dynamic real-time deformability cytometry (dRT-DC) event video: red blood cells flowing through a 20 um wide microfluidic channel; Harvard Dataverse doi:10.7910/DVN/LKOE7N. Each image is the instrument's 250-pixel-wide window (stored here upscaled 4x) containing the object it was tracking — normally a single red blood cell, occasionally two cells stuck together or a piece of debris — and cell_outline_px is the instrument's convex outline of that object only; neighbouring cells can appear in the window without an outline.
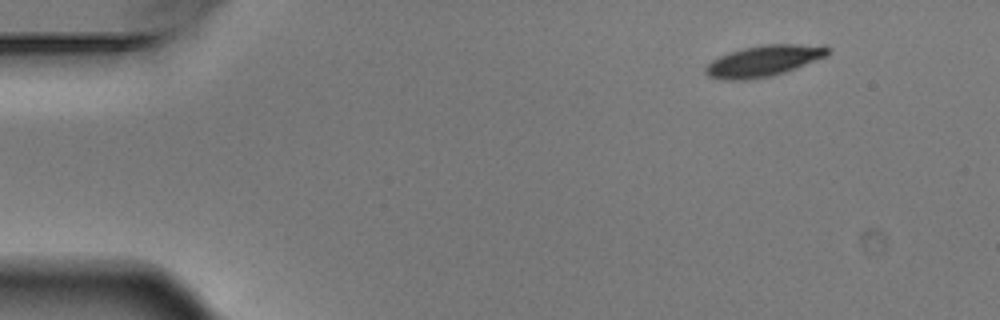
{"species": "Egyptian fruit bat (a non-hibernating species)", "species_latin": "Rousettus aegyptiacus", "temperature_condition": "warm", "stored_images_in_passage": 3, "camera_frame_rate_fps": 3000, "um_per_image_px": 0.085, "animal": {"sex": "male"}, "frame": {"image": 1, "passage_image": 1, "time_ms": 0.0, "image_size_px": [1000, 320], "cell_outline_px": [[832, 48], [828, 56], [784, 72], [768, 76], [744, 80], [720, 80], [708, 76], [704, 72], [704, 68], [712, 60], [728, 52], [744, 48], [764, 44], [824, 44]], "centroid_in_image_um": [64.95, 5.16], "position_along_channel_um": 20.1, "area_um2": 22.37}}